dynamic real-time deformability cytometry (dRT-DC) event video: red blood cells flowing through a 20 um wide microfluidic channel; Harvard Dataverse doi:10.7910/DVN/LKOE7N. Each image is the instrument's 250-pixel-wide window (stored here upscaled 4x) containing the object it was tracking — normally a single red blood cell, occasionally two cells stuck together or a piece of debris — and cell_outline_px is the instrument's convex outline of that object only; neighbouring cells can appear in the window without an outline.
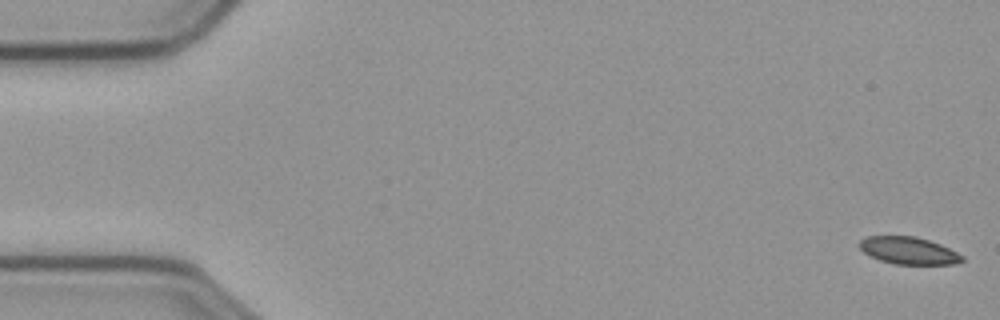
{"species": "common noctule bat (a hibernating species)", "species_latin": "Nyctalus noctula", "temperature_condition": "cold", "stored_images_in_passage": 57, "camera_frame_rate_fps": 3000, "um_per_image_px": 0.085, "animal": {"sex": "male", "body_mass_g": 23.1, "forearm_length_mm": 52.7}, "frame": {"image": 1, "passage_image": 1, "time_ms": 0.0, "image_size_px": [1000, 320], "cell_outline_px": [[964, 260], [952, 264], [896, 264], [880, 260], [864, 252], [860, 248], [860, 240], [868, 236], [916, 236], [940, 244], [964, 256]], "centroid_in_image_um": [77.24, 21.29], "position_along_channel_um": 7.8, "area_um2": 16.07}}
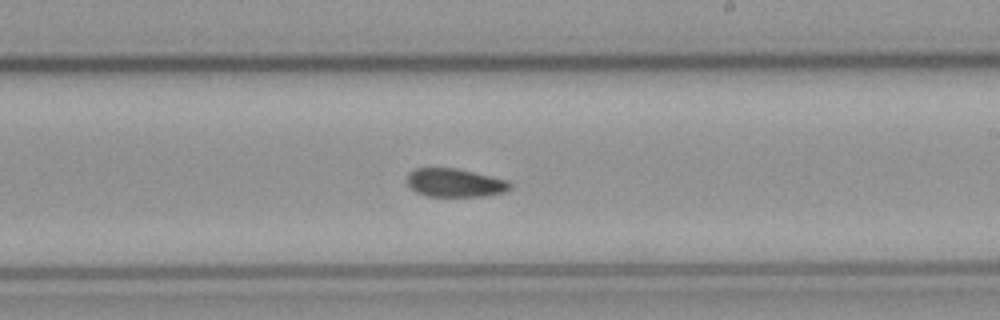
{"frame": {"image": 2, "passage_image": 33, "time_ms": 10.667, "image_size_px": [1000, 320], "cell_outline_px": [[512, 188], [504, 192], [488, 196], [428, 196], [416, 192], [408, 184], [408, 172], [416, 168], [456, 168], [508, 180], [512, 184]], "centroid_in_image_um": [38.7, 15.54], "position_along_channel_um": 250.3, "area_um2": 17.05}}
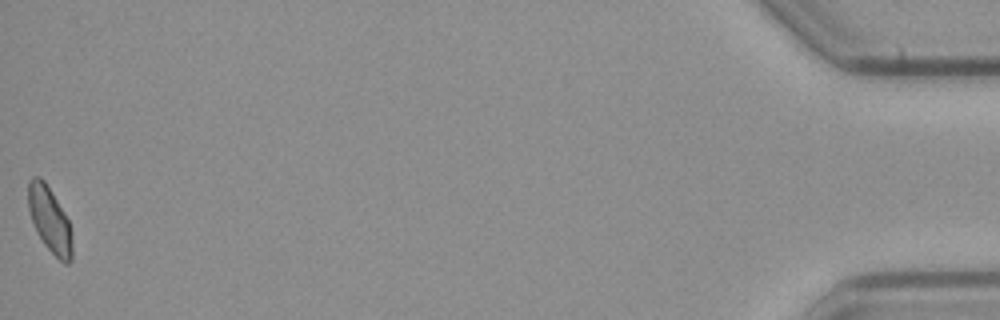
{"frame": {"image": 3, "passage_image": 57, "time_ms": 18.667, "image_size_px": [1000, 320], "cell_outline_px": [[72, 260], [68, 264], [64, 264], [44, 244], [32, 220], [28, 208], [28, 180], [32, 176], [40, 176], [44, 180], [52, 192], [68, 220], [72, 232]], "centroid_in_image_um": [4.23, 18.66], "position_along_channel_um": 431.0, "area_um2": 16.65}}